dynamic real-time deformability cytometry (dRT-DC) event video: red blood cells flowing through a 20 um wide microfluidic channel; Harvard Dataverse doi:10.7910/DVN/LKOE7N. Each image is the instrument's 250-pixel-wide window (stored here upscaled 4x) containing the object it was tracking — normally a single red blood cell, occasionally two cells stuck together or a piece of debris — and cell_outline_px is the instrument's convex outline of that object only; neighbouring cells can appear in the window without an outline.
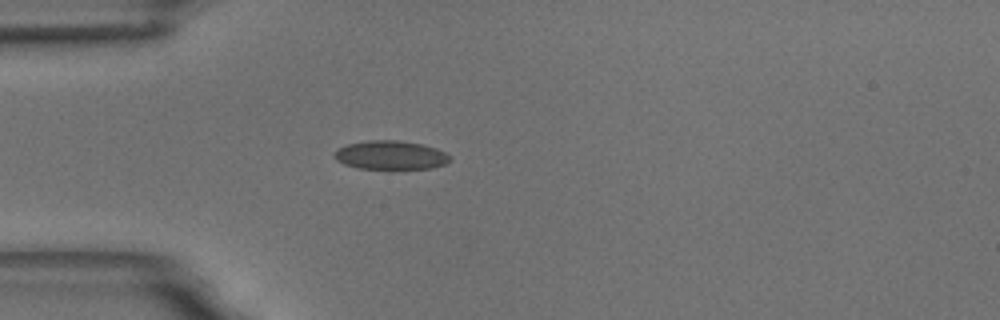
{"species": "common noctule bat (a hibernating species)", "species_latin": "Nyctalus noctula", "temperature_condition": "room temperature", "stored_images_in_passage": 41, "camera_frame_rate_fps": 3000, "um_per_image_px": 0.085, "animal": {"sex": "male", "body_mass_g": 18.8}, "frame": {"image": 1, "passage_image": 1, "time_ms": 0.0, "image_size_px": [1000, 320], "cell_outline_px": [[452, 160], [444, 164], [432, 168], [392, 172], [356, 168], [344, 164], [336, 160], [332, 156], [332, 152], [336, 148], [348, 144], [368, 140], [400, 140], [420, 144], [436, 148], [452, 156]], "centroid_in_image_um": [33.18, 13.24], "position_along_channel_um": 51.8, "area_um2": 20.58}}
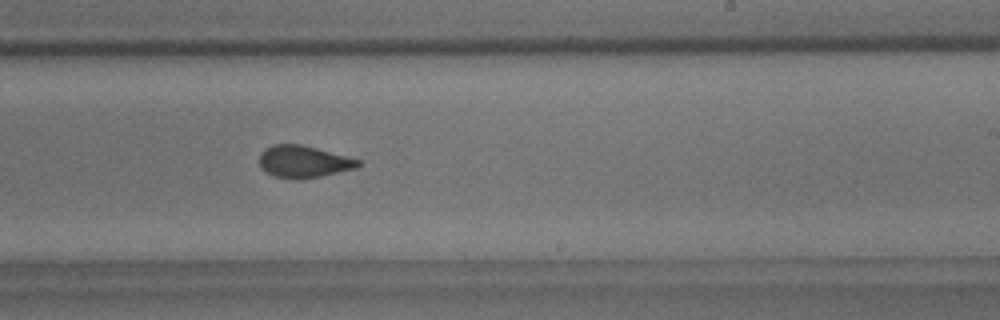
{"frame": {"image": 2, "passage_image": 19, "time_ms": 6.0, "image_size_px": [1000, 320], "cell_outline_px": [[360, 164], [356, 168], [320, 176], [300, 180], [292, 180], [272, 176], [264, 172], [260, 168], [260, 156], [264, 148], [272, 144], [300, 144], [316, 148], [360, 160]], "centroid_in_image_um": [25.74, 13.76], "position_along_channel_um": 263.3, "area_um2": 18.55}}
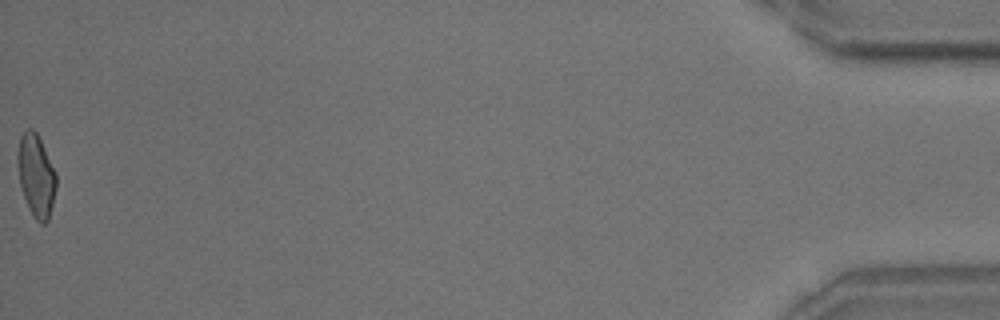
{"frame": {"image": 3, "passage_image": 41, "time_ms": 13.333, "image_size_px": [1000, 320], "cell_outline_px": [[56, 188], [48, 220], [44, 224], [40, 224], [36, 220], [28, 208], [20, 184], [16, 164], [16, 156], [20, 136], [28, 128], [32, 128], [36, 132], [56, 172]], "centroid_in_image_um": [3.05, 14.92], "position_along_channel_um": 432.2, "area_um2": 18.55}, "authors_computed_cell_mechanics": {"area_um2": 18.7272, "velocity_mm_per_s": 3.6632, "shape_relaxation_time_tau1_ms": 7.8101, "shape_relaxation_time_tau2_ms": 1.074, "deformation_change_tau1": 0.1512, "deformation_change_tau2": 0.0594}}